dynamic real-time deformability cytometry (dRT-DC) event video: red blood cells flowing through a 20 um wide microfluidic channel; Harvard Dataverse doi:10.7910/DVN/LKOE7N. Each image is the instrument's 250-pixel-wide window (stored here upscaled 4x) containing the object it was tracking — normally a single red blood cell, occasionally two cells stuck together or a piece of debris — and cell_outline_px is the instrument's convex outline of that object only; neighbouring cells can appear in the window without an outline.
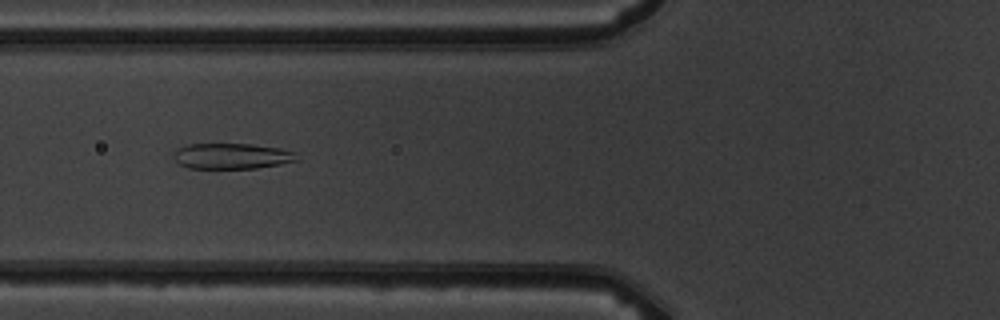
{"species": "common noctule bat (a hibernating species)", "species_latin": "Nyctalus noctula", "temperature_condition": "warm", "stored_images_in_passage": 3, "camera_frame_rate_fps": 3000, "um_per_image_px": 0.085, "animal": {"sex": "male", "body_mass_g": 19.5, "forearm_length_mm": 54.6}, "frame": {"image": 1, "passage_image": 2, "time_ms": 1.0, "image_size_px": [1000, 320], "cell_outline_px": [[300, 160], [280, 164], [256, 168], [188, 168], [180, 164], [172, 156], [172, 152], [176, 148], [188, 144], [252, 144], [280, 148], [292, 152]], "centroid_in_image_um": [19.65, 13.26], "position_along_channel_um": 106.1, "area_um2": 18.44}}